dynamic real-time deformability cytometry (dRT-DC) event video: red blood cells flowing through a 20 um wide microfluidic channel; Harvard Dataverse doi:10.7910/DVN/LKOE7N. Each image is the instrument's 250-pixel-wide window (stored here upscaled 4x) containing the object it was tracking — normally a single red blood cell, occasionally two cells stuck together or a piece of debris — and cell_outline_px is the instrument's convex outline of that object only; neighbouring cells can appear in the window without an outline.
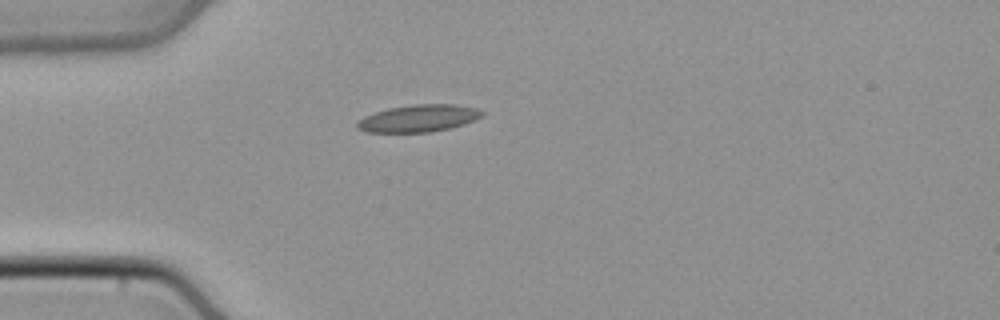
{"species": "common noctule bat (a hibernating species)", "species_latin": "Nyctalus noctula", "temperature_condition": "cold", "stored_images_in_passage": 4, "camera_frame_rate_fps": 3000, "um_per_image_px": 0.085, "animal": {"sex": "male", "body_mass_g": 21.5, "forearm_length_mm": 52.0}, "frame": {"image": 1, "passage_image": 1, "time_ms": 0.0, "image_size_px": [1000, 320], "cell_outline_px": [[484, 116], [464, 124], [452, 128], [432, 132], [368, 132], [356, 128], [356, 120], [364, 116], [388, 108], [412, 104], [456, 104], [476, 108], [484, 112]], "centroid_in_image_um": [35.59, 10.05], "position_along_channel_um": 49.4, "area_um2": 20.0}}